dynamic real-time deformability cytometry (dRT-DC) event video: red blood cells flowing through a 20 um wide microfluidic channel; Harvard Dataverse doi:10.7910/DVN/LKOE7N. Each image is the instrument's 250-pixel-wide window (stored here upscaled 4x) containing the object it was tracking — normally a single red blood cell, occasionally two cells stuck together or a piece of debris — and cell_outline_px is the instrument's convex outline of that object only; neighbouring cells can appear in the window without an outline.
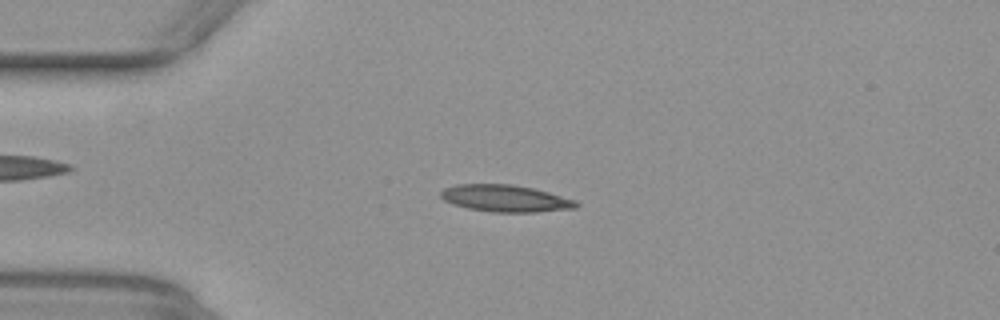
{"species": "common noctule bat (a hibernating species)", "species_latin": "Nyctalus noctula", "temperature_condition": "warm", "stored_images_in_passage": 51, "camera_frame_rate_fps": 3000, "um_per_image_px": 0.085, "animal": {"sex": "female", "body_mass_g": 29.2, "forearm_length_mm": 56.3}, "frame": {"image": 1, "passage_image": 12, "time_ms": 3.667, "image_size_px": [1000, 320], "cell_outline_px": [[580, 204], [576, 208], [536, 212], [492, 212], [468, 208], [452, 204], [444, 200], [440, 196], [440, 192], [444, 188], [456, 184], [512, 184], [532, 188], [548, 192], [576, 200]], "centroid_in_image_um": [42.95, 16.86], "position_along_channel_um": 42.1, "area_um2": 21.27}}
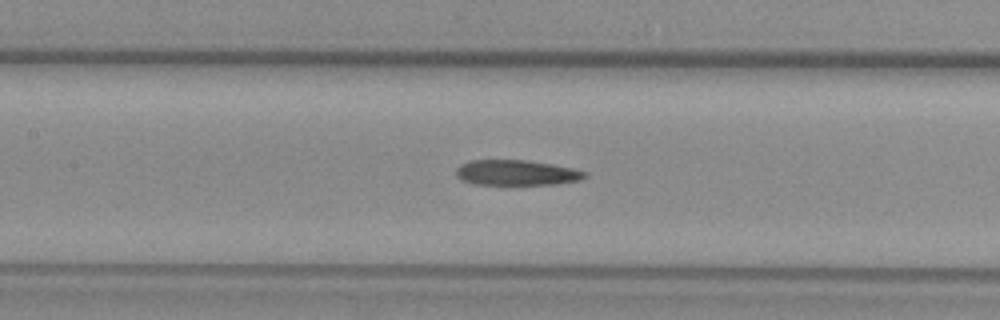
{"frame": {"image": 2, "passage_image": 23, "time_ms": 7.333, "image_size_px": [1000, 320], "cell_outline_px": [[588, 176], [580, 180], [556, 184], [476, 184], [460, 180], [456, 176], [456, 168], [460, 164], [472, 160], [528, 160], [572, 168], [588, 172]], "centroid_in_image_um": [43.9, 14.68], "position_along_channel_um": 163.5, "area_um2": 19.02}}
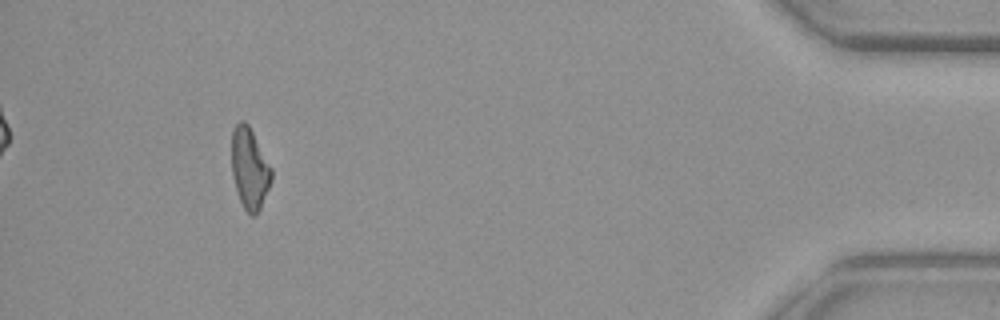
{"frame": {"image": 3, "passage_image": 47, "time_ms": 15.333, "image_size_px": [1000, 320], "cell_outline_px": [[272, 180], [260, 208], [256, 216], [252, 216], [244, 208], [236, 192], [232, 176], [232, 132], [236, 124], [240, 120], [244, 120], [248, 124], [272, 168]], "centroid_in_image_um": [21.21, 14.33], "position_along_channel_um": 414.0, "area_um2": 18.79}}